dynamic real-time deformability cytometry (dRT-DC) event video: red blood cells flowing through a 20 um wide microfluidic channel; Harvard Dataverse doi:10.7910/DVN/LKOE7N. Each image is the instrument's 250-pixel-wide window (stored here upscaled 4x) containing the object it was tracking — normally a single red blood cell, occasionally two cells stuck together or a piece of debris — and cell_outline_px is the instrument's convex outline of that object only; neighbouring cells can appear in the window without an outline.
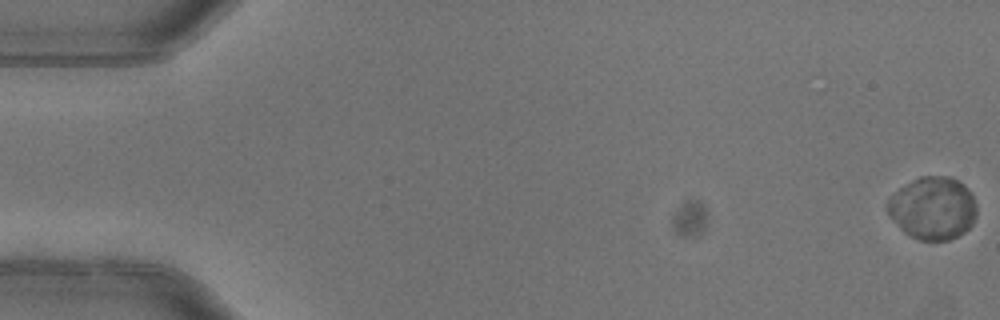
{"species": "common noctule bat (a hibernating species)", "species_latin": "Nyctalus noctula", "temperature_condition": "warm", "stored_images_in_passage": 6, "camera_frame_rate_fps": 3000, "um_per_image_px": 0.085, "animal": {"sex": "female"}, "frame": {"image": 1, "passage_image": 1, "time_ms": 0.0, "image_size_px": [1000, 320], "cell_outline_px": [[976, 216], [972, 224], [964, 232], [948, 240], [920, 240], [904, 232], [888, 216], [888, 200], [900, 188], [912, 180], [920, 176], [948, 176], [964, 184], [972, 192], [976, 204]], "centroid_in_image_um": [79.31, 17.69], "position_along_channel_um": 5.7, "area_um2": 32.48}}
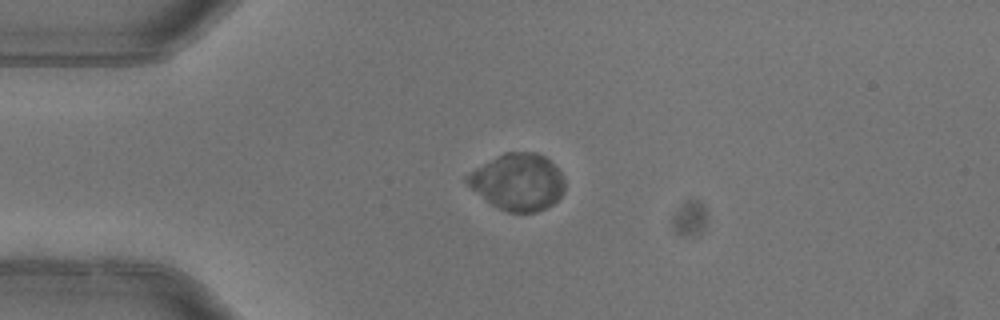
{"frame": {"image": 2, "passage_image": 4, "time_ms": 1.0, "image_size_px": [1000, 320], "cell_outline_px": [[564, 188], [560, 196], [552, 204], [536, 212], [508, 212], [492, 204], [472, 188], [464, 180], [464, 176], [504, 152], [536, 152], [544, 156], [560, 172], [564, 180]], "centroid_in_image_um": [44.02, 15.46], "position_along_channel_um": 41.0, "area_um2": 31.56}}